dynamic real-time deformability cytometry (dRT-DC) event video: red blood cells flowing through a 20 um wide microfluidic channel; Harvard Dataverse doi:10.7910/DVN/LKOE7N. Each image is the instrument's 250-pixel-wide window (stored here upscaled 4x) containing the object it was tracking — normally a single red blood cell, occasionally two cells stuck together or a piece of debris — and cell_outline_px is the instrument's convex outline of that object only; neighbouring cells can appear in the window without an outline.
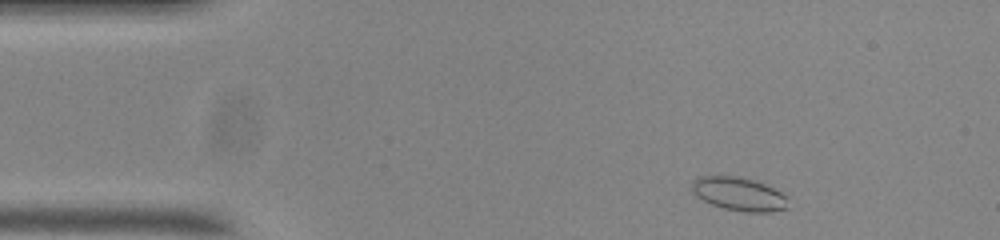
{"species": "common noctule bat (a hibernating species)", "species_latin": "Nyctalus noctula", "temperature_condition": "room temperature", "stored_images_in_passage": 52, "segment_of_instrument_passage": [1, 2], "camera_frame_rate_fps": 3000, "um_per_image_px": 0.085, "animal": {"sex": "male", "body_mass_g": 20.0, "forearm_length_mm": 53.3}, "frame": {"image": 1, "passage_image": 3, "time_ms": 0.667, "image_size_px": [1000, 240], "cell_outline_px": [[788, 208], [768, 212], [744, 212], [724, 208], [712, 204], [696, 196], [692, 192], [692, 180], [700, 176], [740, 176], [764, 184], [788, 196]], "centroid_in_image_um": [62.81, 16.49], "position_along_channel_um": 22.2, "area_um2": 18.73}}
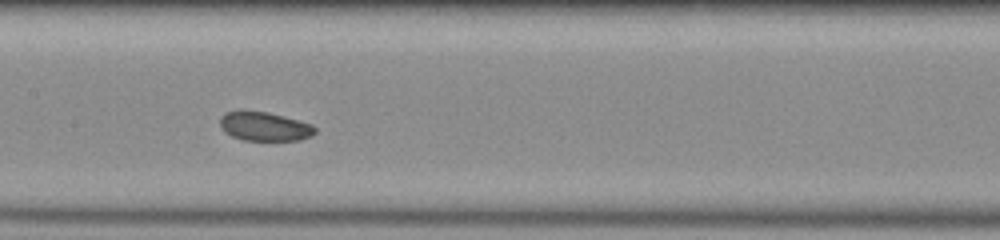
{"frame": {"image": 2, "passage_image": 22, "time_ms": 7.0, "image_size_px": [1000, 240], "cell_outline_px": [[316, 132], [312, 136], [300, 140], [244, 140], [232, 136], [224, 132], [220, 128], [220, 116], [224, 112], [240, 108], [268, 112], [312, 124], [316, 128]], "centroid_in_image_um": [22.42, 10.71], "position_along_channel_um": 185.0, "area_um2": 16.53}}
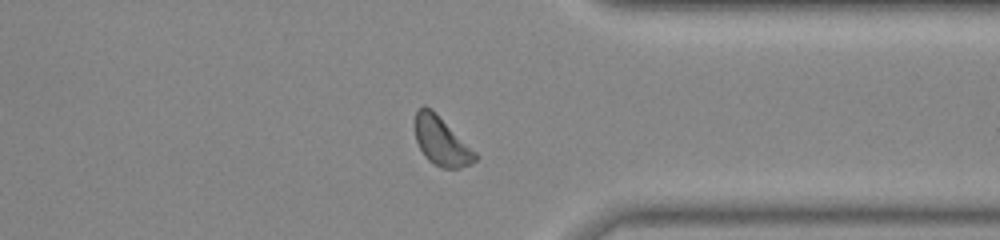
{"frame": {"image": 3, "passage_image": 38, "time_ms": 12.333, "image_size_px": [1000, 240], "cell_outline_px": [[476, 160], [460, 168], [444, 168], [428, 160], [424, 156], [416, 140], [416, 112], [424, 104], [432, 108], [476, 152]], "centroid_in_image_um": [37.51, 11.98], "position_along_channel_um": 373.9, "area_um2": 16.76}}